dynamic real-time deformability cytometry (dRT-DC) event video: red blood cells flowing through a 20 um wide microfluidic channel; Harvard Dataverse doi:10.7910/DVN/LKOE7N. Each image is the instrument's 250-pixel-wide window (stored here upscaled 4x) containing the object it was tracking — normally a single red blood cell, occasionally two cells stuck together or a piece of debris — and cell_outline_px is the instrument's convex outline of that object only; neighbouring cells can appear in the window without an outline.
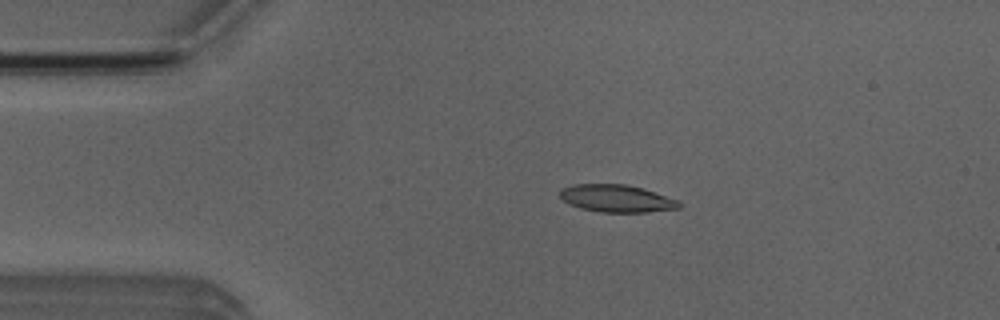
{"species": "Egyptian fruit bat (a non-hibernating species)", "species_latin": "Rousettus aegyptiacus", "temperature_condition": "room temperature", "stored_images_in_passage": 52, "camera_frame_rate_fps": 3000, "um_per_image_px": 0.085, "animal": {"sex": "male"}, "frame": {"image": 1, "passage_image": 10, "time_ms": 3.0, "image_size_px": [1000, 320], "cell_outline_px": [[680, 208], [648, 212], [600, 212], [580, 208], [568, 204], [560, 196], [560, 188], [572, 184], [624, 184], [644, 188], [680, 200]], "centroid_in_image_um": [52.42, 16.86], "position_along_channel_um": 32.6, "area_um2": 19.25}}
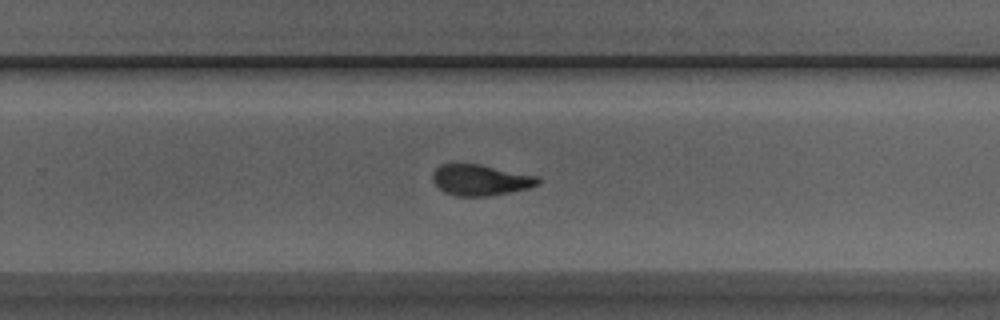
{"frame": {"image": 2, "passage_image": 33, "time_ms": 10.667, "image_size_px": [1000, 320], "cell_outline_px": [[540, 184], [528, 188], [488, 196], [456, 196], [444, 192], [432, 180], [432, 176], [436, 168], [440, 164], [480, 164], [540, 176]], "centroid_in_image_um": [40.87, 15.29], "position_along_channel_um": 288.9, "area_um2": 19.02}}
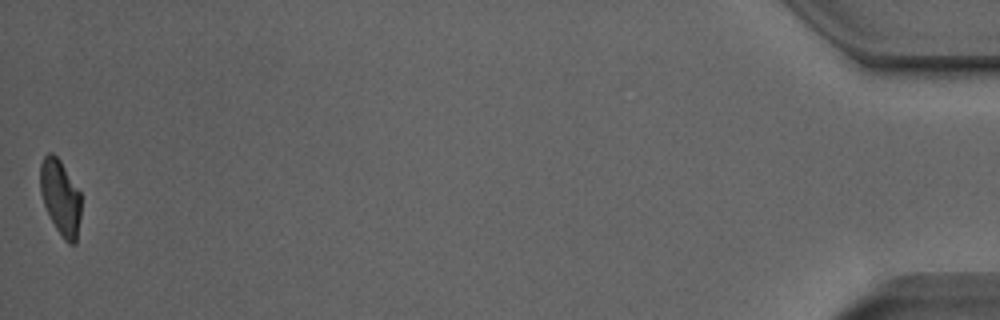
{"frame": {"image": 3, "passage_image": 52, "time_ms": 17.0, "image_size_px": [1000, 320], "cell_outline_px": [[80, 216], [76, 244], [68, 244], [64, 240], [56, 228], [44, 204], [40, 192], [40, 164], [44, 156], [48, 152], [52, 152], [60, 160], [80, 192]], "centroid_in_image_um": [5.13, 16.77], "position_along_channel_um": 430.1, "area_um2": 17.8}, "authors_computed_cell_mechanics": {"area_um2": 19.1607, "velocity_mm_per_s": 3.8766, "shape_relaxation_time_tau1_ms": 6.264, "shape_relaxation_time_tau2_ms": 1.9871, "deformation_change_tau1": 0.1776, "deformation_change_tau2": 0.0855}}